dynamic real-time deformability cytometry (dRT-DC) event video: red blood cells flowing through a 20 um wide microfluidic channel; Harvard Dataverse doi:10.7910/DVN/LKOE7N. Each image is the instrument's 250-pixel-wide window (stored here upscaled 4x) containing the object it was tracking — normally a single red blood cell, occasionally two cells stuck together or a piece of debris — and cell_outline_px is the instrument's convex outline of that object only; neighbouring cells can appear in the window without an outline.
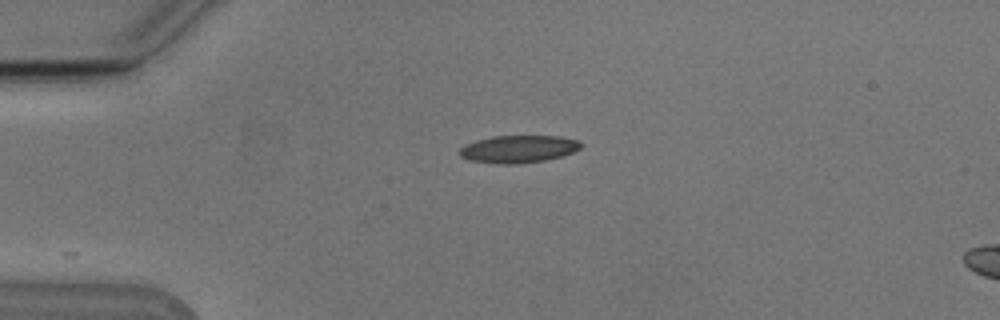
{"species": "Egyptian fruit bat (a non-hibernating species)", "species_latin": "Rousettus aegyptiacus", "temperature_condition": "cold", "stored_images_in_passage": 42, "camera_frame_rate_fps": 3000, "um_per_image_px": 0.085, "animal": {"sex": "male"}, "frame": {"image": 1, "passage_image": 1, "time_ms": 0.0, "image_size_px": [1000, 320], "cell_outline_px": [[584, 144], [580, 148], [572, 152], [560, 156], [544, 160], [520, 164], [500, 164], [468, 160], [460, 156], [460, 148], [464, 144], [476, 140], [492, 136], [560, 136], [580, 140]], "centroid_in_image_um": [44.06, 12.66], "position_along_channel_um": 40.9, "area_um2": 19.54}}
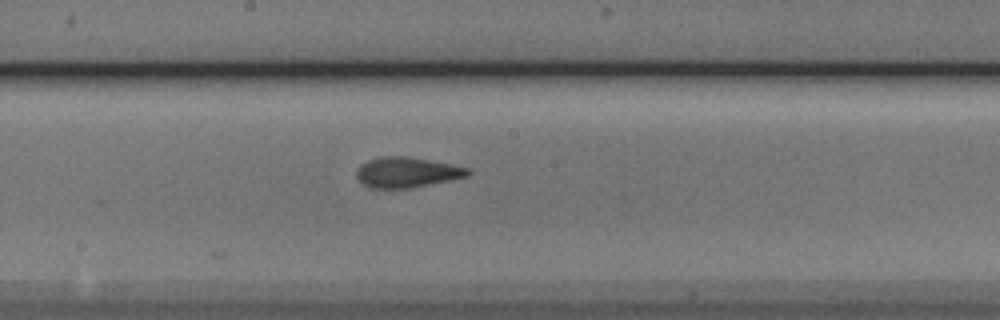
{"frame": {"image": 2, "passage_image": 17, "time_ms": 5.333, "image_size_px": [1000, 320], "cell_outline_px": [[472, 172], [468, 176], [408, 188], [368, 188], [356, 176], [356, 168], [360, 164], [368, 160], [384, 156], [408, 156], [452, 164], [468, 168]], "centroid_in_image_um": [34.56, 14.63], "position_along_channel_um": 213.6, "area_um2": 19.59}}
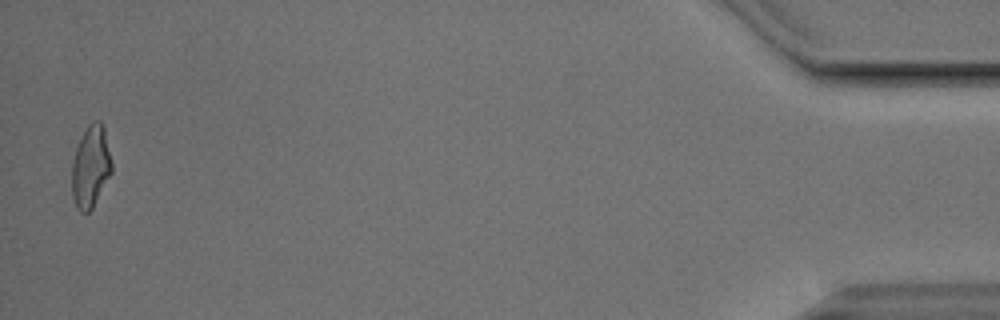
{"frame": {"image": 3, "passage_image": 41, "time_ms": 13.333, "image_size_px": [1000, 320], "cell_outline_px": [[112, 172], [92, 208], [88, 212], [80, 212], [76, 208], [72, 196], [72, 164], [76, 148], [88, 124], [92, 120], [100, 120], [104, 128], [112, 160]], "centroid_in_image_um": [7.71, 14.16], "position_along_channel_um": 427.5, "area_um2": 19.02}, "authors_computed_cell_mechanics": {"area_um2": 19.363, "velocity_mm_per_s": 3.808, "shape_relaxation_time_tau1_ms": 3.5654, "shape_relaxation_time_tau2_ms": null, "deformation_change_tau1": 0.1495, "deformation_change_tau2": null}}